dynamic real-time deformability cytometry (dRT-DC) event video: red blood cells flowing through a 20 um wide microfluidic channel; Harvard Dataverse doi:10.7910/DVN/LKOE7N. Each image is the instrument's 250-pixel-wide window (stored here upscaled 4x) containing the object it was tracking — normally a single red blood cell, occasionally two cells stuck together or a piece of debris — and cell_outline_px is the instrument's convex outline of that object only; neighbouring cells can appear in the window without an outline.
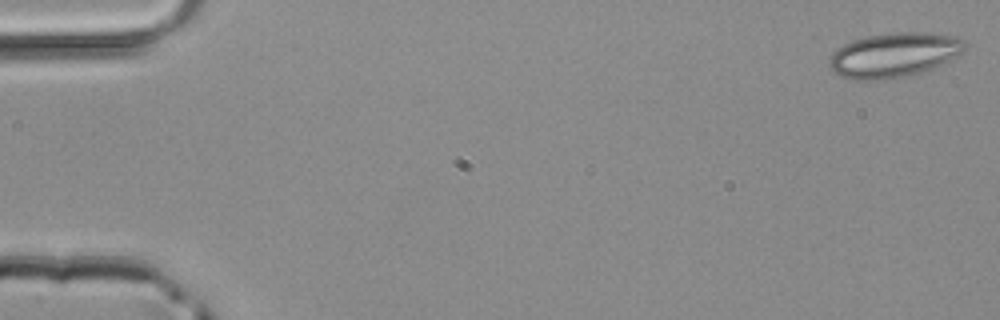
{"species": "common noctule bat (a hibernating species)", "species_latin": "Nyctalus noctula", "temperature_condition": "room temperature", "stored_images_in_passage": 47, "camera_frame_rate_fps": 3000, "um_per_image_px": 0.085, "animal": {"sex": "male", "body_mass_g": 20.4}, "frame": {"image": 1, "passage_image": 1, "time_ms": 0.0, "image_size_px": [1000, 320], "cell_outline_px": [[968, 44], [964, 52], [932, 68], [908, 76], [876, 80], [856, 80], [840, 76], [832, 72], [828, 64], [828, 60], [832, 52], [836, 48], [852, 40], [868, 36], [896, 32], [928, 32], [956, 36], [964, 40]], "centroid_in_image_um": [75.97, 4.66], "position_along_channel_um": 9.0, "area_um2": 35.49}}
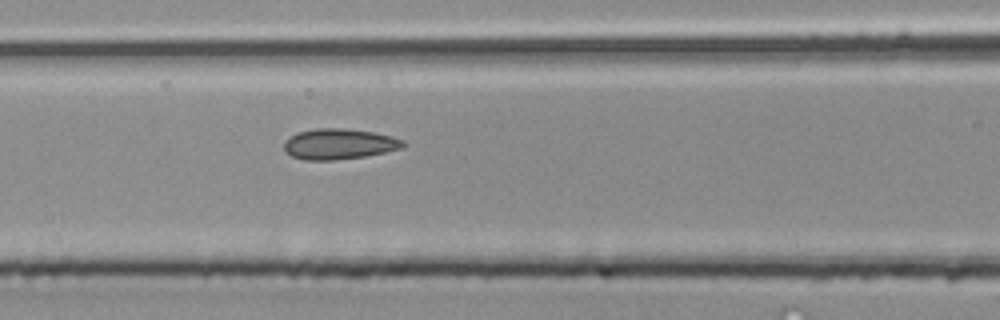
{"frame": {"image": 2, "passage_image": 20, "time_ms": 6.333, "image_size_px": [1000, 320], "cell_outline_px": [[408, 144], [400, 148], [384, 152], [364, 156], [336, 160], [304, 160], [292, 156], [284, 148], [284, 140], [296, 132], [316, 128], [340, 128], [372, 132], [392, 136], [404, 140]], "centroid_in_image_um": [28.81, 12.23], "position_along_channel_um": 137.8, "area_um2": 21.21}}
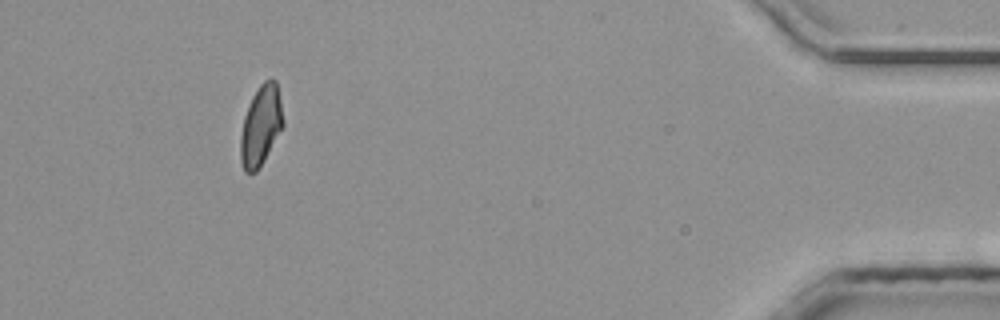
{"frame": {"image": 3, "passage_image": 43, "time_ms": 14.0, "image_size_px": [1000, 320], "cell_outline_px": [[284, 124], [264, 160], [256, 172], [244, 172], [240, 160], [240, 136], [244, 116], [248, 104], [252, 96], [260, 84], [264, 80], [276, 80], [284, 120]], "centroid_in_image_um": [22.15, 10.68], "position_along_channel_um": 413.0, "area_um2": 19.83}}